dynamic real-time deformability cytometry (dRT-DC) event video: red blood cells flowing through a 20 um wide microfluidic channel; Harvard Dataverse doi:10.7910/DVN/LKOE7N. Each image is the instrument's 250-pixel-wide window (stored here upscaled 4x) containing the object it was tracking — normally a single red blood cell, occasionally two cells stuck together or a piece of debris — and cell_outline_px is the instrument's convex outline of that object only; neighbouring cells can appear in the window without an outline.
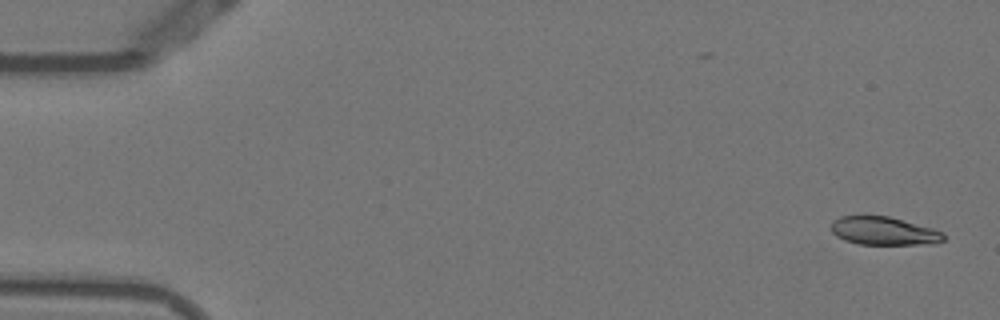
{"species": "Egyptian fruit bat (a non-hibernating species)", "species_latin": "Rousettus aegyptiacus", "temperature_condition": "warm", "stored_images_in_passage": 15, "camera_frame_rate_fps": 3000, "um_per_image_px": 0.085, "animal": {"sex": "female"}, "frame": {"image": 1, "passage_image": 1, "time_ms": 0.0, "image_size_px": [1000, 320], "cell_outline_px": [[944, 240], [916, 244], [860, 244], [844, 240], [836, 236], [832, 232], [832, 220], [840, 216], [888, 216], [932, 228], [944, 232]], "centroid_in_image_um": [75.07, 19.62], "position_along_channel_um": 9.9, "area_um2": 18.15}}
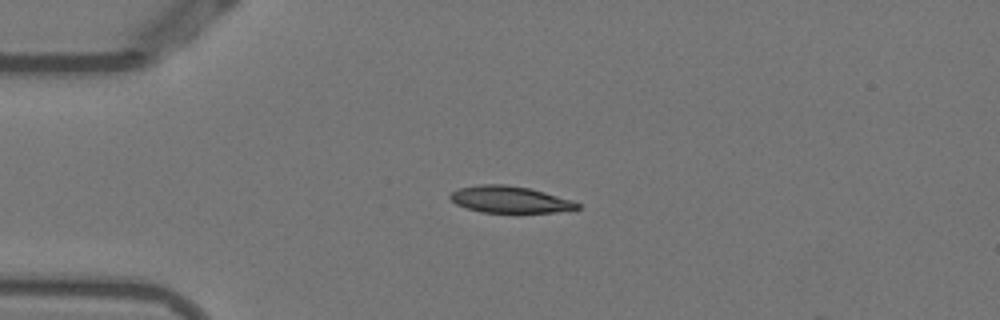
{"frame": {"image": 2, "passage_image": 12, "time_ms": 3.667, "image_size_px": [1000, 320], "cell_outline_px": [[580, 208], [556, 212], [516, 216], [480, 212], [456, 204], [448, 196], [452, 192], [460, 188], [480, 184], [504, 184], [528, 188], [544, 192], [572, 200], [580, 204]], "centroid_in_image_um": [43.36, 17.02], "position_along_channel_um": 41.6, "area_um2": 20.63}}